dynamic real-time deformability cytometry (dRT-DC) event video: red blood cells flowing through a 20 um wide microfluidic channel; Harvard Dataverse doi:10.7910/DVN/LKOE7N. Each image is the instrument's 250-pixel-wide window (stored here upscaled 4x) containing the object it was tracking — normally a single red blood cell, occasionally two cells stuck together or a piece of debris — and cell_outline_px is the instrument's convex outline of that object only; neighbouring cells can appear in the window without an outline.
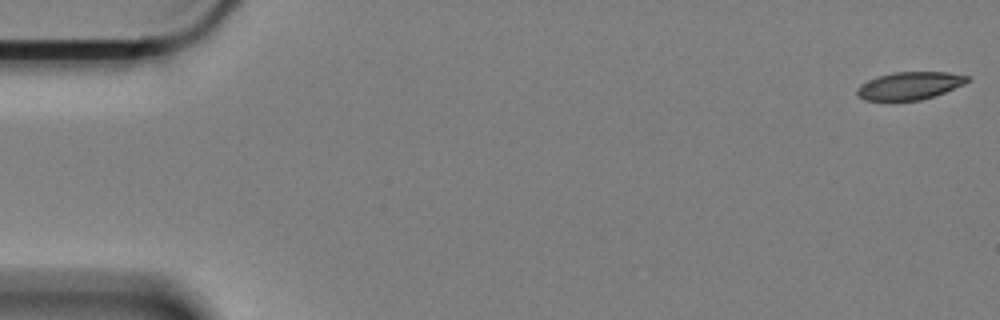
{"species": "Egyptian fruit bat (a non-hibernating species)", "species_latin": "Rousettus aegyptiacus", "temperature_condition": "cold", "stored_images_in_passage": 21, "camera_frame_rate_fps": 3000, "um_per_image_px": 0.085, "animal": {"sex": "female"}, "frame": {"image": 1, "passage_image": 1, "time_ms": 0.0, "image_size_px": [1000, 320], "cell_outline_px": [[972, 80], [964, 84], [944, 92], [920, 100], [864, 100], [856, 96], [856, 88], [860, 84], [876, 76], [892, 72], [948, 72], [972, 76]], "centroid_in_image_um": [77.31, 7.27], "position_along_channel_um": 7.7, "area_um2": 17.98}}
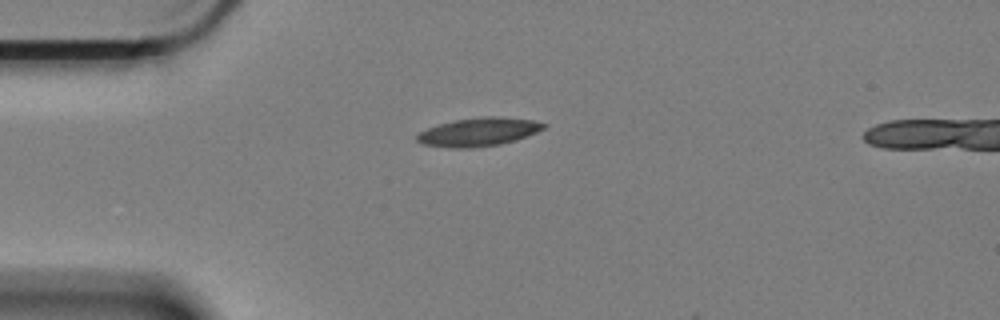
{"frame": {"image": 2, "passage_image": 15, "time_ms": 4.667, "image_size_px": [1000, 320], "cell_outline_px": [[548, 124], [544, 128], [536, 132], [516, 140], [500, 144], [468, 148], [456, 148], [420, 144], [416, 140], [416, 136], [420, 132], [428, 128], [440, 124], [456, 120], [480, 116], [496, 116], [532, 120]], "centroid_in_image_um": [40.68, 11.21], "position_along_channel_um": 44.3, "area_um2": 20.81}}
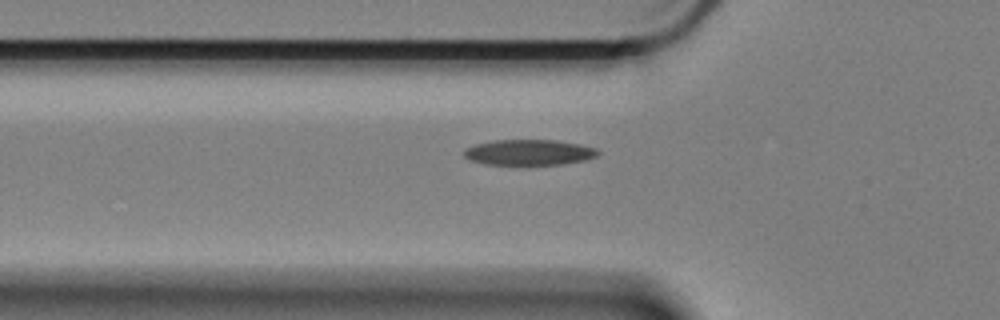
{"frame": {"image": 3, "passage_image": 20, "time_ms": 6.333, "image_size_px": [1000, 320], "cell_outline_px": [[600, 152], [596, 156], [584, 160], [564, 164], [484, 164], [468, 160], [464, 156], [464, 148], [476, 144], [496, 140], [556, 140], [580, 144], [596, 148]], "centroid_in_image_um": [44.95, 12.94], "position_along_channel_um": 80.8, "area_um2": 19.94}}